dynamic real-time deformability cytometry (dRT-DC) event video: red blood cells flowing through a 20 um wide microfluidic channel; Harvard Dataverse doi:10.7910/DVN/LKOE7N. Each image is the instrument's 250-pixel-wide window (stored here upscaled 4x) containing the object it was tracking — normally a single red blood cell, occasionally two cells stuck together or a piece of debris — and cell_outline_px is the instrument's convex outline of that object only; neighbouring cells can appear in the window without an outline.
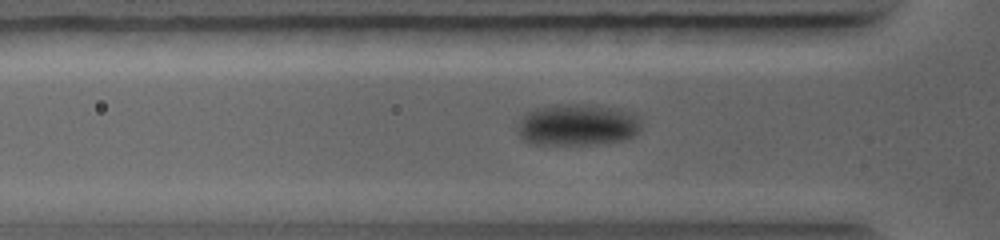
{"species": "common noctule bat (a hibernating species)", "species_latin": "Nyctalus noctula", "temperature_condition": "warm", "stored_images_in_passage": 15, "camera_frame_rate_fps": 5000, "um_per_image_px": 0.085, "animal": {"sex": "female", "body_mass_g": 19.0, "forearm_length_mm": 56.7}, "frame": {"image": 1, "passage_image": 9, "time_ms": 3.2, "image_size_px": [1000, 240], "cell_outline_px": [[640, 128], [628, 140], [596, 144], [536, 144], [524, 140], [520, 136], [520, 120], [528, 112], [536, 108], [556, 104], [596, 104], [620, 108], [636, 116], [640, 124]], "centroid_in_image_um": [49.12, 10.6], "position_along_channel_um": 76.7, "area_um2": 29.94}}
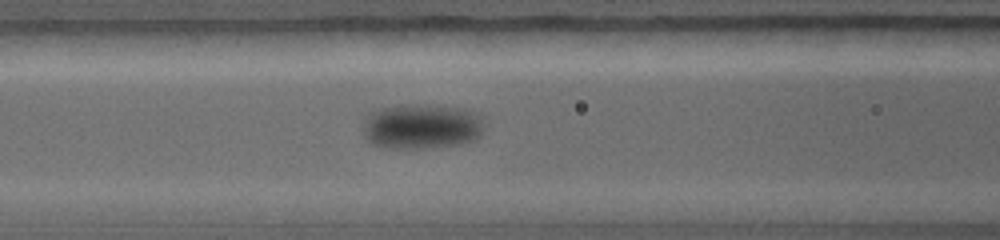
{"frame": {"image": 2, "passage_image": 13, "time_ms": 4.4, "image_size_px": [1000, 240], "cell_outline_px": [[480, 136], [476, 140], [456, 144], [424, 148], [380, 148], [372, 144], [364, 136], [364, 124], [368, 112], [380, 108], [400, 104], [428, 104], [464, 108], [476, 112], [480, 128]], "centroid_in_image_um": [35.75, 10.73], "position_along_channel_um": 130.8, "area_um2": 31.96}}
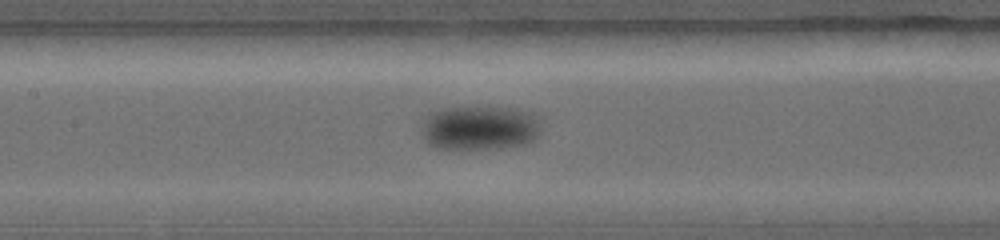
{"frame": {"image": 3, "passage_image": 15, "time_ms": 5.2, "image_size_px": [1000, 240], "cell_outline_px": [[536, 136], [532, 140], [524, 144], [500, 148], [436, 148], [424, 140], [424, 124], [428, 116], [432, 112], [444, 108], [476, 104], [516, 108], [532, 112], [536, 124]], "centroid_in_image_um": [40.75, 10.81], "position_along_channel_um": 166.7, "area_um2": 30.87}}